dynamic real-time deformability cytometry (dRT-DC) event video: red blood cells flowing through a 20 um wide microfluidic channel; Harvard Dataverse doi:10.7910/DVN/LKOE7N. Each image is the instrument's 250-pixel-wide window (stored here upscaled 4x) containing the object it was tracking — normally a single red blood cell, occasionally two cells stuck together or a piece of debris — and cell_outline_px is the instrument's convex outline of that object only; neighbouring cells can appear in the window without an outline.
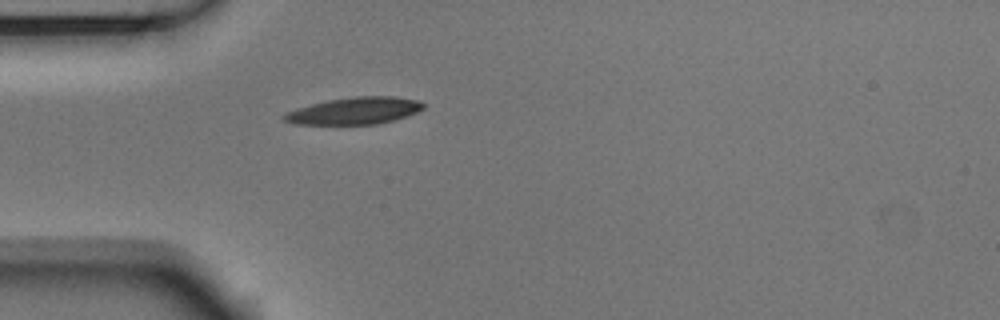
{"species": "Egyptian fruit bat (a non-hibernating species)", "species_latin": "Rousettus aegyptiacus", "temperature_condition": "room temperature", "stored_images_in_passage": 39, "camera_frame_rate_fps": 3000, "um_per_image_px": 0.085, "animal": {"sex": "male"}, "frame": {"image": 1, "passage_image": 1, "time_ms": 0.0, "image_size_px": [1000, 320], "cell_outline_px": [[424, 108], [416, 112], [392, 120], [376, 124], [292, 124], [284, 120], [280, 116], [296, 108], [328, 100], [356, 96], [392, 96], [416, 100], [424, 104]], "centroid_in_image_um": [30.09, 9.42], "position_along_channel_um": 54.9, "area_um2": 21.62}}
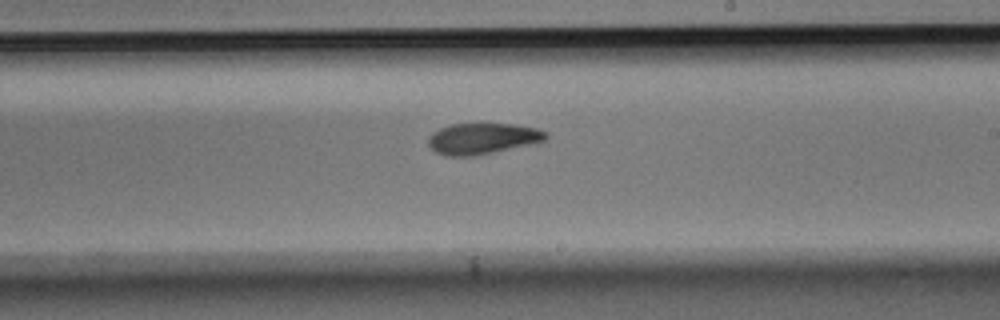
{"frame": {"image": 2, "passage_image": 17, "time_ms": 5.333, "image_size_px": [1000, 320], "cell_outline_px": [[548, 136], [540, 144], [472, 156], [444, 156], [436, 152], [428, 144], [428, 136], [432, 132], [440, 128], [452, 124], [512, 124], [536, 128], [548, 132]], "centroid_in_image_um": [41.06, 11.79], "position_along_channel_um": 247.9, "area_um2": 21.62}}
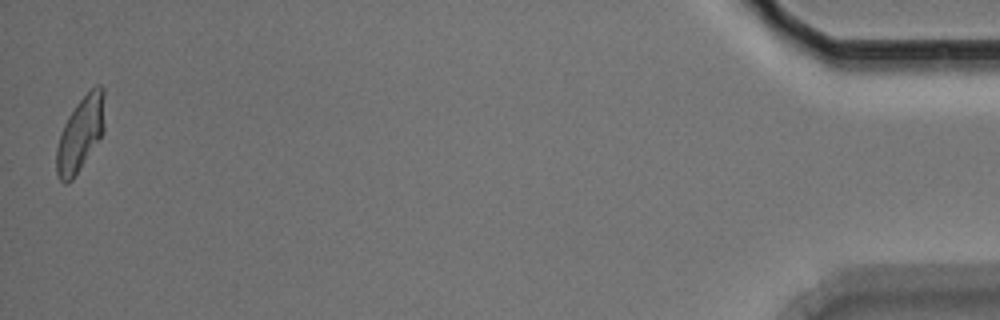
{"frame": {"image": 3, "passage_image": 39, "time_ms": 12.667, "image_size_px": [1000, 320], "cell_outline_px": [[104, 132], [72, 180], [68, 184], [64, 184], [60, 180], [56, 172], [56, 148], [64, 124], [68, 116], [76, 104], [96, 84], [100, 84], [104, 88]], "centroid_in_image_um": [6.83, 11.38], "position_along_channel_um": 428.4, "area_um2": 20.81}, "authors_computed_cell_mechanics": {"area_um2": 21.6172, "velocity_mm_per_s": 3.7229, "shape_relaxation_time_tau1_ms": 4.3123, "shape_relaxation_time_tau2_ms": 8.096, "deformation_change_tau1": 0.1761, "deformation_change_tau2": 0.1628}}